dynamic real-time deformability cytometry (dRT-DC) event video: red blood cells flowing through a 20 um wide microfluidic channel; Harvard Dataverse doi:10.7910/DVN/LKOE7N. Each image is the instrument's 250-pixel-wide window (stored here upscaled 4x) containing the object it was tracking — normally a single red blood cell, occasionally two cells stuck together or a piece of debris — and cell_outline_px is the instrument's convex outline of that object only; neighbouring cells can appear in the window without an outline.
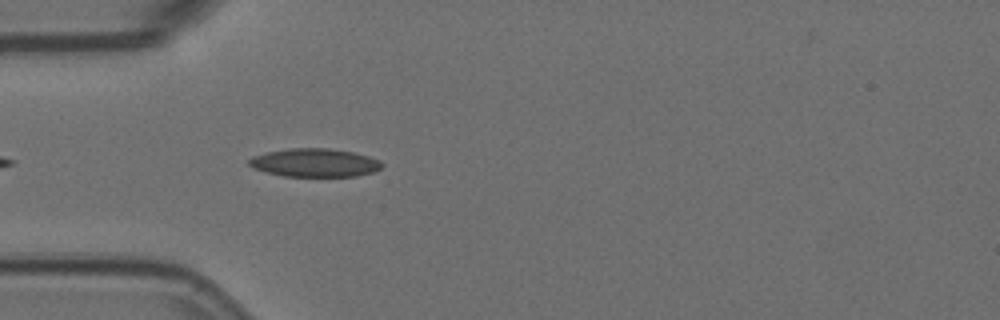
{"species": "Egyptian fruit bat (a non-hibernating species)", "species_latin": "Rousettus aegyptiacus", "temperature_condition": "room temperature", "stored_images_in_passage": 17, "camera_frame_rate_fps": 3000, "um_per_image_px": 0.085, "animal": {"sex": "female"}, "frame": {"image": 1, "passage_image": 4, "time_ms": 1.0, "image_size_px": [1000, 320], "cell_outline_px": [[384, 164], [380, 168], [372, 172], [356, 176], [284, 176], [252, 168], [248, 164], [248, 160], [252, 156], [268, 152], [288, 148], [328, 148], [352, 152], [368, 156], [380, 160]], "centroid_in_image_um": [26.74, 13.82], "position_along_channel_um": 58.3, "area_um2": 21.85}}
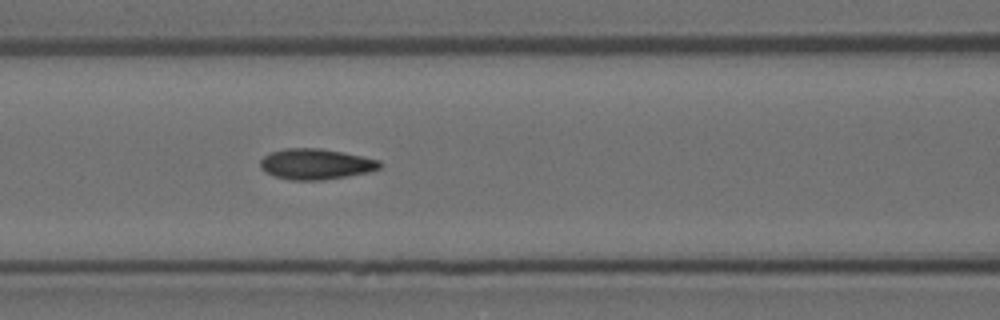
{"frame": {"image": 2, "passage_image": 11, "time_ms": 3.333, "image_size_px": [1000, 320], "cell_outline_px": [[384, 164], [380, 168], [368, 172], [348, 176], [320, 180], [288, 180], [272, 176], [260, 168], [260, 160], [264, 156], [272, 152], [284, 148], [320, 148], [380, 160]], "centroid_in_image_um": [26.82, 13.95], "position_along_channel_um": 139.8, "area_um2": 21.39}}
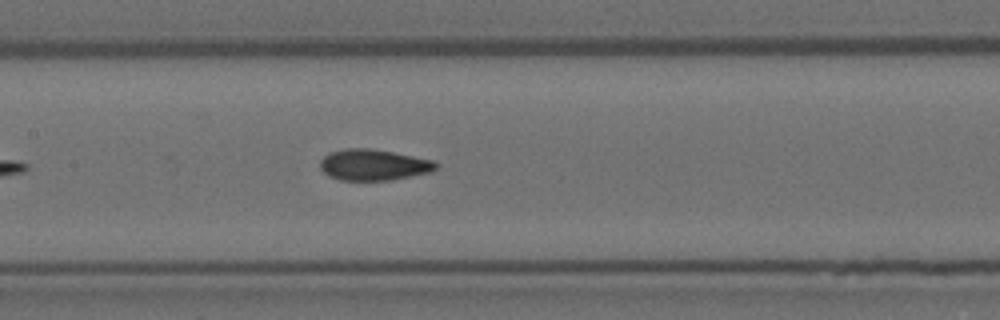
{"frame": {"image": 3, "passage_image": 14, "time_ms": 4.333, "image_size_px": [1000, 320], "cell_outline_px": [[440, 164], [432, 172], [392, 180], [340, 180], [328, 176], [320, 168], [320, 160], [328, 152], [344, 148], [372, 148], [432, 160]], "centroid_in_image_um": [31.73, 14.01], "position_along_channel_um": 175.7, "area_um2": 21.15}}